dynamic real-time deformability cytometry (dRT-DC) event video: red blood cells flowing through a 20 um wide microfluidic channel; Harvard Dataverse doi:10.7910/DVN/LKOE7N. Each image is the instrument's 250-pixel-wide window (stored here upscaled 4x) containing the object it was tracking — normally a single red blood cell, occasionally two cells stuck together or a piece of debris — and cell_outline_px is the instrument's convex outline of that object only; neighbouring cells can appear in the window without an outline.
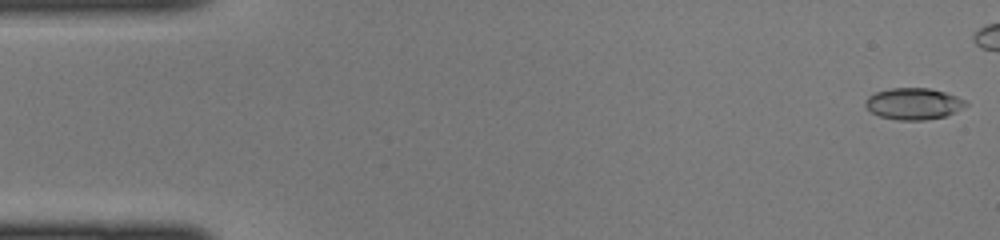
{"species": "common noctule bat (a hibernating species)", "species_latin": "Nyctalus noctula", "temperature_condition": "cold", "stored_images_in_passage": 36, "camera_frame_rate_fps": 3000, "um_per_image_px": 0.085, "animal": {"sex": "female", "body_mass_g": 22.0, "forearm_length_mm": 56.7}, "frame": {"image": 1, "passage_image": 1, "time_ms": 0.0, "image_size_px": [1000, 240], "cell_outline_px": [[968, 104], [944, 116], [924, 120], [900, 120], [880, 116], [872, 112], [864, 104], [868, 96], [876, 92], [888, 88], [928, 88], [944, 92], [956, 96], [964, 100]], "centroid_in_image_um": [77.61, 8.81], "position_along_channel_um": 7.4, "area_um2": 18.09}}
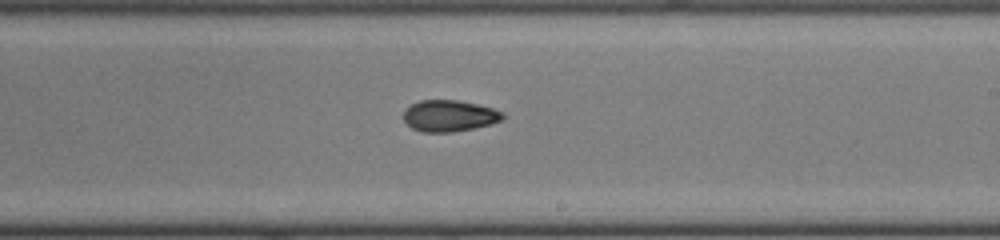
{"frame": {"image": 2, "passage_image": 26, "time_ms": 8.333, "image_size_px": [1000, 240], "cell_outline_px": [[504, 120], [492, 124], [452, 132], [424, 132], [412, 128], [404, 120], [404, 108], [420, 100], [460, 100], [492, 108], [504, 112]], "centroid_in_image_um": [38.21, 9.84], "position_along_channel_um": 250.8, "area_um2": 18.21}}
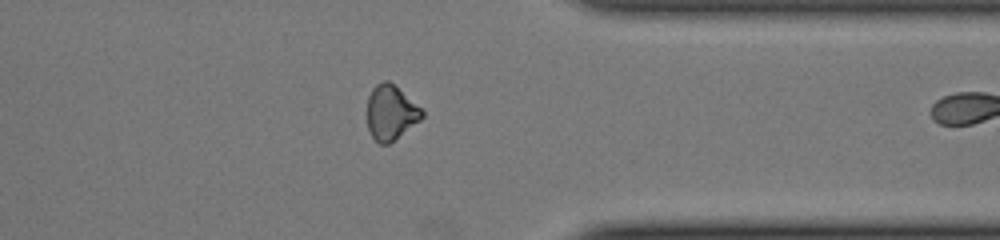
{"frame": {"image": 3, "passage_image": 35, "time_ms": 11.333, "image_size_px": [1000, 240], "cell_outline_px": [[424, 116], [420, 120], [388, 144], [380, 144], [372, 136], [368, 128], [368, 96], [372, 88], [376, 84], [384, 80], [388, 80], [420, 108], [424, 112]], "centroid_in_image_um": [33.19, 9.56], "position_along_channel_um": 378.2, "area_um2": 17.05}}